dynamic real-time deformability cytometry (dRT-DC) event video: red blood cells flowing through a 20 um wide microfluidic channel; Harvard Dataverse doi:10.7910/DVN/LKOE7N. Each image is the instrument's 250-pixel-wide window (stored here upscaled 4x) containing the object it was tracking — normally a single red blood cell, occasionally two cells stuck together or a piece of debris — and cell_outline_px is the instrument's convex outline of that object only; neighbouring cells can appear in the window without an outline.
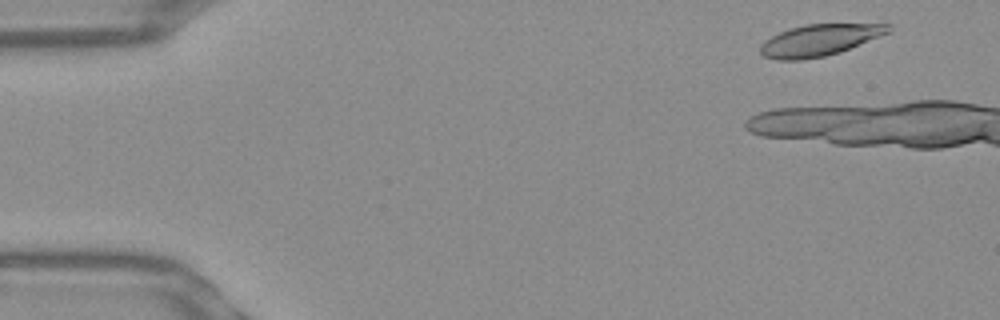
{"species": "Egyptian fruit bat (a non-hibernating species)", "species_latin": "Rousettus aegyptiacus", "temperature_condition": "warm", "stored_images_in_passage": 11, "camera_frame_rate_fps": 3000, "um_per_image_px": 0.085, "frame": {"image": 1, "passage_image": 4, "time_ms": 1.0, "image_size_px": [1000, 320], "cell_outline_px": [[892, 32], [840, 52], [824, 56], [800, 60], [776, 60], [764, 56], [760, 52], [760, 44], [764, 40], [788, 28], [804, 24], [892, 24]], "centroid_in_image_um": [69.67, 3.4], "position_along_channel_um": 15.3, "area_um2": 23.7}}